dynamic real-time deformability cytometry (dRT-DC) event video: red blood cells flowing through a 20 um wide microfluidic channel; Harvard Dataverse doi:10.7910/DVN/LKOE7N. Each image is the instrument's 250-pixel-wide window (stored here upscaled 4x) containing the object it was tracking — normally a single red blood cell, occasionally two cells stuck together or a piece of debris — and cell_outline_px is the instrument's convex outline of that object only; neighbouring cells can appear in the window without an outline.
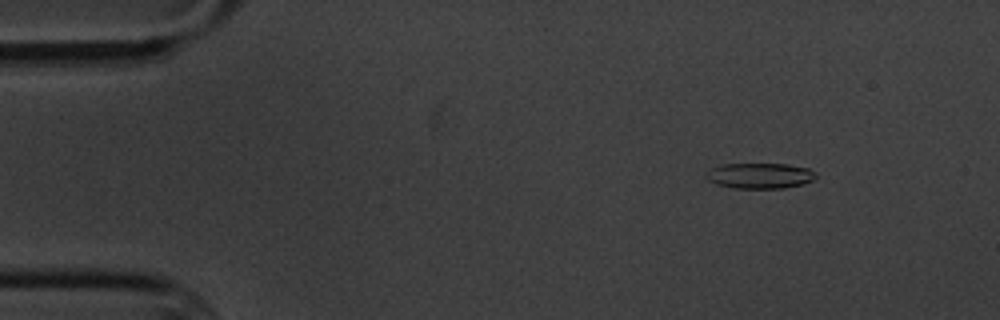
{"species": "common noctule bat (a hibernating species)", "species_latin": "Nyctalus noctula", "temperature_condition": "cold", "stored_images_in_passage": 6, "camera_frame_rate_fps": 3000, "um_per_image_px": 0.085, "animal": {"sex": "male", "body_mass_g": 20.1, "forearm_length_mm": 53.5}, "frame": {"image": 1, "passage_image": 1, "time_ms": 0.0, "image_size_px": [1000, 320], "cell_outline_px": [[816, 176], [812, 180], [804, 184], [784, 188], [732, 188], [716, 184], [708, 180], [704, 176], [704, 172], [720, 164], [788, 164], [808, 168], [816, 172]], "centroid_in_image_um": [64.56, 14.93], "position_along_channel_um": 20.4, "area_um2": 16.53}}
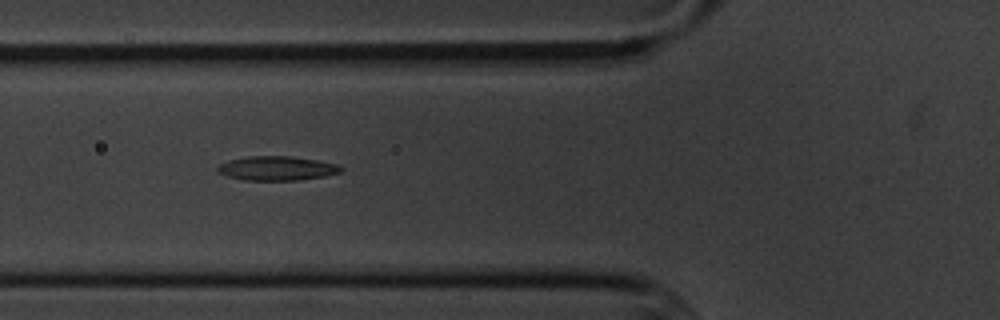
{"frame": {"image": 2, "passage_image": 5, "time_ms": 4.667, "image_size_px": [1000, 320], "cell_outline_px": [[344, 168], [340, 172], [324, 176], [300, 180], [244, 180], [228, 176], [216, 172], [216, 168], [220, 164], [228, 160], [248, 156], [288, 156], [316, 160], [340, 164]], "centroid_in_image_um": [23.53, 14.3], "position_along_channel_um": 102.3, "area_um2": 17.46}}
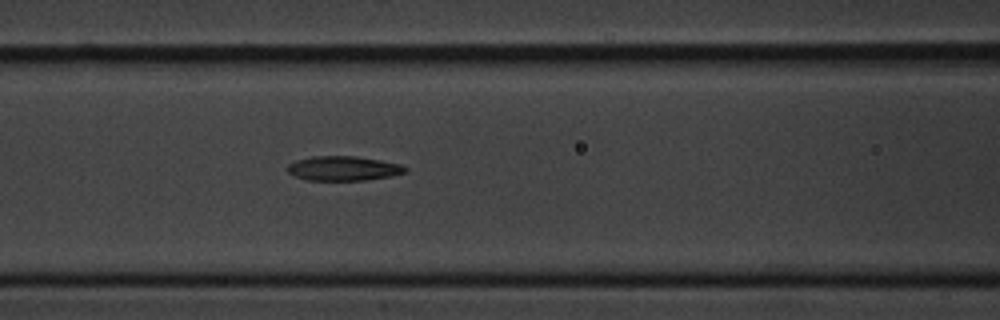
{"frame": {"image": 3, "passage_image": 6, "time_ms": 5.667, "image_size_px": [1000, 320], "cell_outline_px": [[408, 172], [392, 176], [368, 180], [304, 180], [288, 172], [288, 164], [296, 160], [312, 156], [356, 156], [380, 160], [400, 164], [408, 168]], "centroid_in_image_um": [29.22, 14.31], "position_along_channel_um": 137.4, "area_um2": 16.94}}